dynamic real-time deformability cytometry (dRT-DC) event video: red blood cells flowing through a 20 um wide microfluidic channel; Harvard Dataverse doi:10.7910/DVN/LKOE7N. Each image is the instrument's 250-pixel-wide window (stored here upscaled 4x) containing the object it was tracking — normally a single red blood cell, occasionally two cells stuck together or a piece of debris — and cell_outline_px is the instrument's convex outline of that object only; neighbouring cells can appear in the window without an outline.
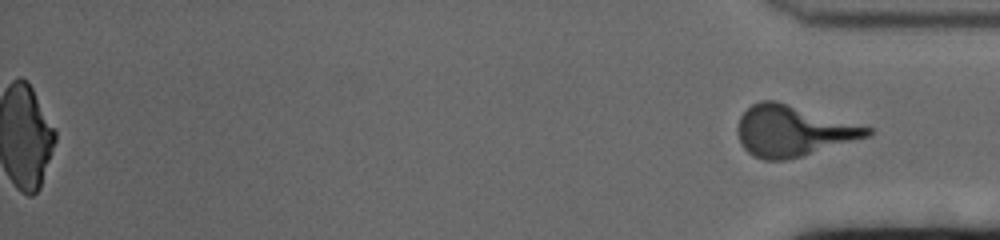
{"species": "human", "species_latin": "Homo sapiens", "temperature_condition": "cold", "stored_images_in_passage": 59, "segment_of_instrument_passage": [2, 2], "camera_frame_rate_fps": 3000, "um_per_image_px": 0.085, "donor": {"sex": "female"}, "frame": {"image": 1, "passage_image": 59, "time_ms": 19.333, "image_size_px": [1000, 240], "cell_outline_px": [[872, 132], [868, 136], [800, 156], [784, 160], [764, 160], [752, 156], [744, 148], [736, 132], [736, 128], [740, 116], [752, 104], [760, 100], [776, 100], [872, 128]], "centroid_in_image_um": [67.33, 11.11], "position_along_channel_um": 367.9, "area_um2": 37.97}}